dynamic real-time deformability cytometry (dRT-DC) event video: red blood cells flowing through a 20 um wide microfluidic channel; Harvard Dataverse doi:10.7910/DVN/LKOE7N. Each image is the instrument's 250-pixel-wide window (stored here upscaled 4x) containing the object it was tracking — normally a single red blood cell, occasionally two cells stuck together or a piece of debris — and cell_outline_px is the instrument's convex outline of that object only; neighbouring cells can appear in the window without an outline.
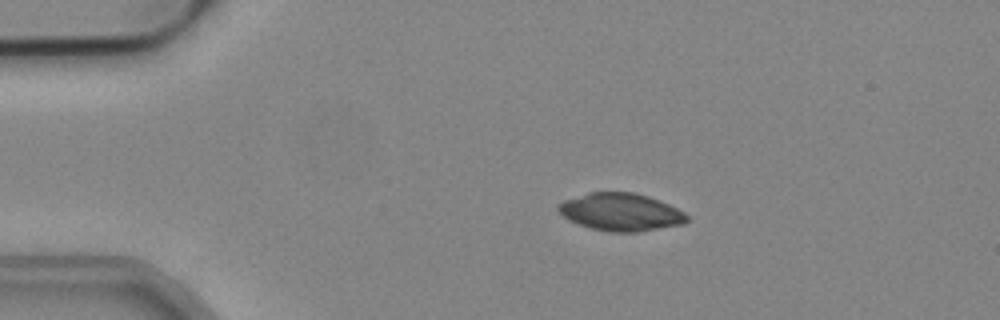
{"species": "common noctule bat (a hibernating species)", "species_latin": "Nyctalus noctula", "temperature_condition": "cold", "stored_images_in_passage": 46, "camera_frame_rate_fps": 3000, "um_per_image_px": 0.085, "animal": {"sex": "male", "body_mass_g": 19.2, "forearm_length_mm": 51.8}, "frame": {"image": 1, "passage_image": 3, "time_ms": 0.667, "image_size_px": [1000, 320], "cell_outline_px": [[688, 220], [684, 224], [640, 232], [612, 232], [592, 228], [568, 220], [556, 208], [564, 200], [588, 192], [632, 192], [648, 196], [668, 204], [684, 212], [688, 216]], "centroid_in_image_um": [52.78, 18.02], "position_along_channel_um": 32.2, "area_um2": 28.09}}
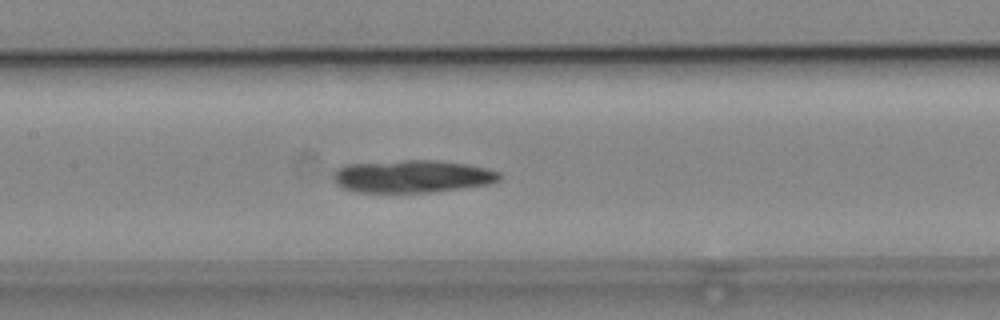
{"frame": {"image": 2, "passage_image": 18, "time_ms": 5.667, "image_size_px": [1000, 320], "cell_outline_px": [[500, 180], [492, 184], [432, 192], [356, 192], [344, 188], [332, 176], [336, 168], [344, 164], [404, 160], [436, 160], [468, 164], [500, 172]], "centroid_in_image_um": [35.06, 14.98], "position_along_channel_um": 172.3, "area_um2": 31.62}}
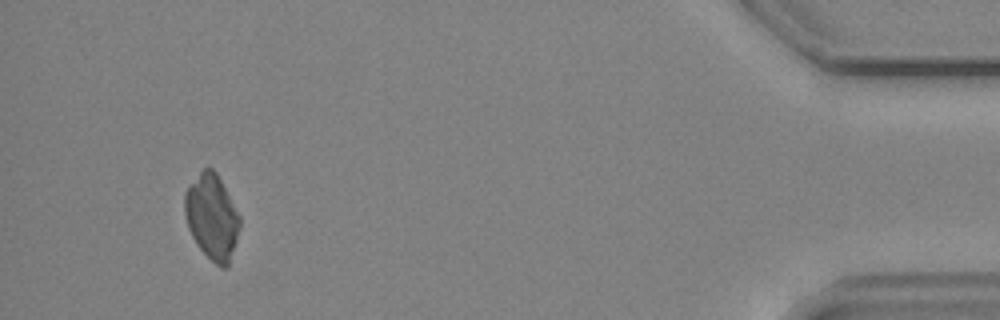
{"frame": {"image": 3, "passage_image": 43, "time_ms": 14.0, "image_size_px": [1000, 320], "cell_outline_px": [[240, 228], [228, 268], [220, 268], [196, 244], [188, 228], [184, 212], [184, 192], [200, 172], [204, 168], [212, 168], [216, 172], [240, 216]], "centroid_in_image_um": [18.01, 18.46], "position_along_channel_um": 417.2, "area_um2": 27.17}, "authors_computed_cell_mechanics": {"area_um2": 29.9404, "velocity_mm_per_s": 3.815, "shape_relaxation_time_tau1_ms": null, "shape_relaxation_time_tau2_ms": 11.3784, "deformation_change_tau1": null, "deformation_change_tau2": 0.1615}}